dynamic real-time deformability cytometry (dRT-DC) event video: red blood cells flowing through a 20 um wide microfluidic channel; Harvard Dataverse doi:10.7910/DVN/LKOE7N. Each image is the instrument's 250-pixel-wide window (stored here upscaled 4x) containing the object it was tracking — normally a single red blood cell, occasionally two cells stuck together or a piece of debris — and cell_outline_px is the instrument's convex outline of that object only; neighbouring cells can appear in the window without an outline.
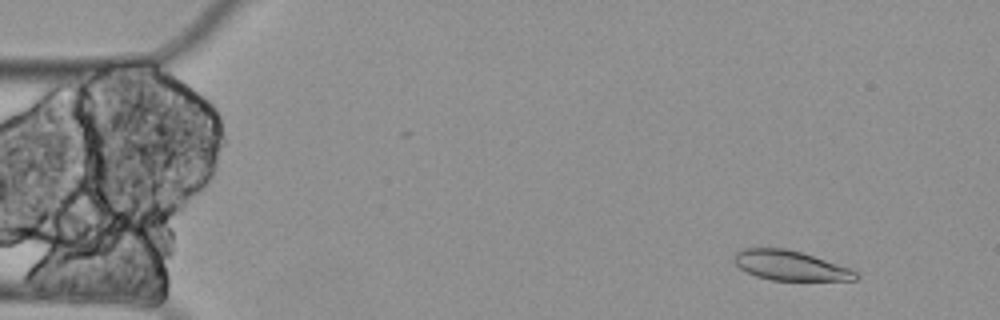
{"species": "Egyptian fruit bat (a non-hibernating species)", "species_latin": "Rousettus aegyptiacus", "temperature_condition": "cold", "stored_images_in_passage": 3, "camera_frame_rate_fps": 3000, "um_per_image_px": 0.085, "animal": {"sex": "female"}, "frame": {"image": 1, "passage_image": 2, "time_ms": 0.333, "image_size_px": [1000, 320], "cell_outline_px": [[860, 276], [856, 280], [772, 280], [756, 276], [740, 268], [732, 260], [736, 252], [744, 248], [784, 248], [800, 252], [848, 268], [856, 272]], "centroid_in_image_um": [67.13, 22.57], "position_along_channel_um": 17.9, "area_um2": 20.69}}